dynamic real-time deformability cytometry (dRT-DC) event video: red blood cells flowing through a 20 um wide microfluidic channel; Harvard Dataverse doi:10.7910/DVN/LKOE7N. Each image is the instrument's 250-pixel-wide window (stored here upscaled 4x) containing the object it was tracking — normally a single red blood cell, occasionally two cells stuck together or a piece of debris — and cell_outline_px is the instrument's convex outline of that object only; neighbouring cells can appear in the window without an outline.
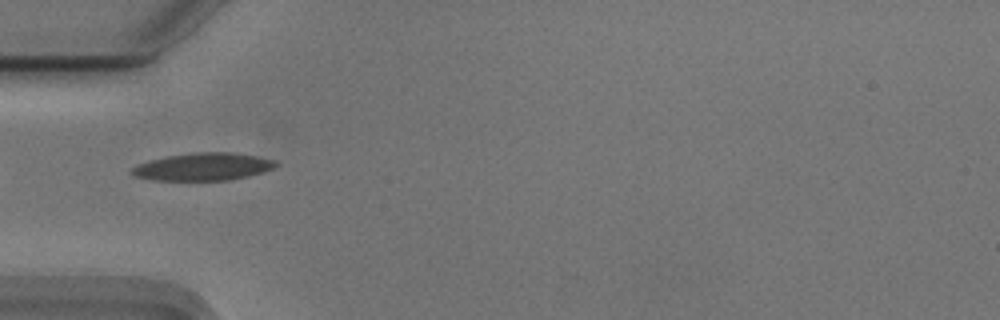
{"species": "Egyptian fruit bat (a non-hibernating species)", "species_latin": "Rousettus aegyptiacus", "temperature_condition": "cold", "stored_images_in_passage": 28, "camera_frame_rate_fps": 3000, "um_per_image_px": 0.085, "animal": {"sex": "male"}, "frame": {"image": 1, "passage_image": 1, "time_ms": 0.0, "image_size_px": [1000, 320], "cell_outline_px": [[280, 164], [264, 172], [248, 176], [228, 180], [152, 180], [132, 176], [132, 168], [136, 164], [168, 156], [196, 152], [228, 152], [256, 156], [276, 160]], "centroid_in_image_um": [17.28, 14.17], "position_along_channel_um": 67.7, "area_um2": 23.06}}
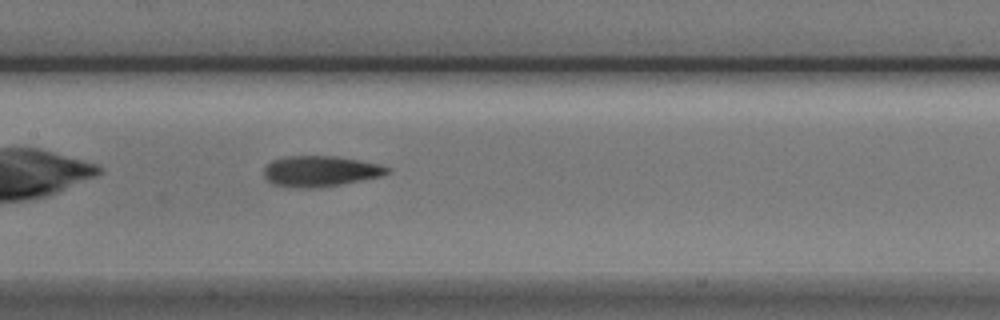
{"frame": {"image": 2, "passage_image": 10, "time_ms": 3.0, "image_size_px": [1000, 320], "cell_outline_px": [[388, 172], [380, 176], [340, 184], [316, 188], [292, 188], [272, 184], [264, 176], [264, 168], [272, 160], [288, 156], [332, 156], [360, 160], [380, 164], [388, 168]], "centroid_in_image_um": [27.17, 14.56], "position_along_channel_um": 180.2, "area_um2": 21.91}}
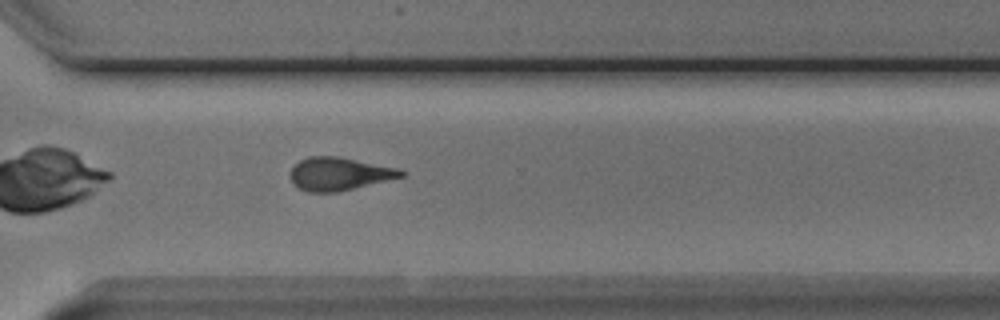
{"frame": {"image": 3, "passage_image": 23, "time_ms": 7.333, "image_size_px": [1000, 320], "cell_outline_px": [[404, 176], [336, 192], [308, 192], [292, 184], [288, 176], [292, 168], [300, 160], [308, 156], [336, 156], [400, 168], [404, 172]], "centroid_in_image_um": [28.79, 14.77], "position_along_channel_um": 341.8, "area_um2": 21.21}, "authors_computed_cell_mechanics": {"area_um2": 21.7617, "velocity_mm_per_s": 3.7415, "shape_relaxation_time_tau1_ms": 4.3414, "shape_relaxation_time_tau2_ms": 2.7859, "deformation_change_tau1": 0.1448, "deformation_change_tau2": 0.1103}}